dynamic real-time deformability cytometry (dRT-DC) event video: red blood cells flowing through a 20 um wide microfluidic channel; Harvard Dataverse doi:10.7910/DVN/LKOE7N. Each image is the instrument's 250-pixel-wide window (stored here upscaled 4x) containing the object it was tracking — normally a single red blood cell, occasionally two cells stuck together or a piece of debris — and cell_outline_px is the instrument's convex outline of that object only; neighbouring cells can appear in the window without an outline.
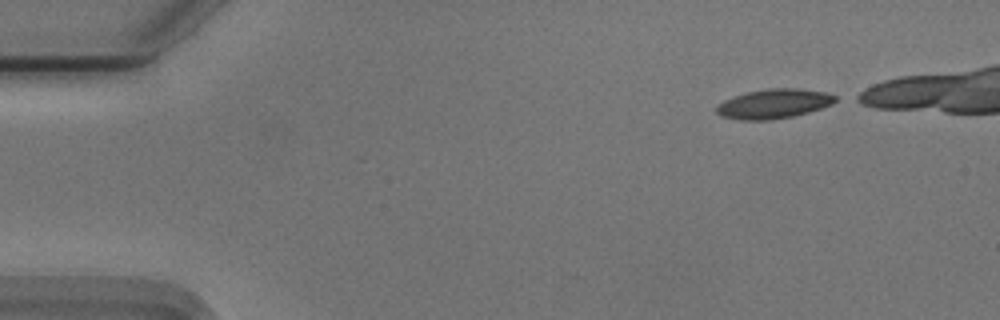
{"species": "Egyptian fruit bat (a non-hibernating species)", "species_latin": "Rousettus aegyptiacus", "temperature_condition": "cold", "stored_images_in_passage": 15, "camera_frame_rate_fps": 3000, "um_per_image_px": 0.085, "animal": {"sex": "male"}, "frame": {"image": 1, "passage_image": 1, "time_ms": 0.0, "image_size_px": [1000, 320], "cell_outline_px": [[840, 100], [832, 104], [808, 112], [792, 116], [768, 120], [740, 120], [720, 116], [716, 112], [716, 104], [724, 100], [748, 92], [768, 88], [796, 88], [828, 92], [836, 96]], "centroid_in_image_um": [65.79, 8.82], "position_along_channel_um": 19.2, "area_um2": 20.46}}
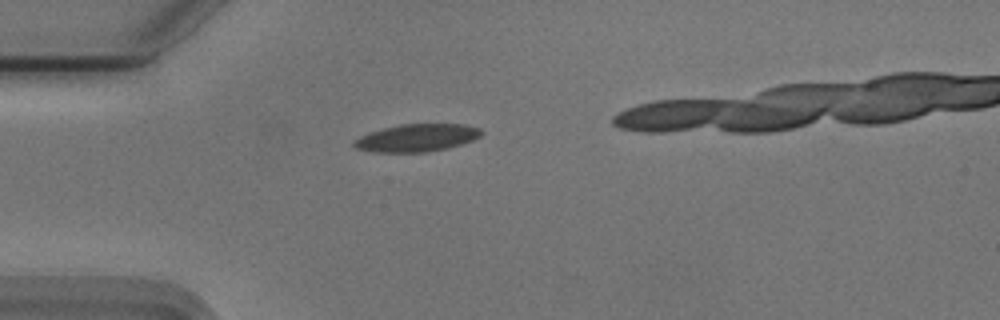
{"frame": {"image": 2, "passage_image": 10, "time_ms": 3.0, "image_size_px": [1000, 320], "cell_outline_px": [[484, 132], [480, 136], [472, 140], [460, 144], [444, 148], [424, 152], [376, 152], [356, 148], [352, 144], [352, 140], [368, 132], [400, 124], [464, 124], [480, 128]], "centroid_in_image_um": [35.4, 11.7], "position_along_channel_um": 49.6, "area_um2": 20.35}}
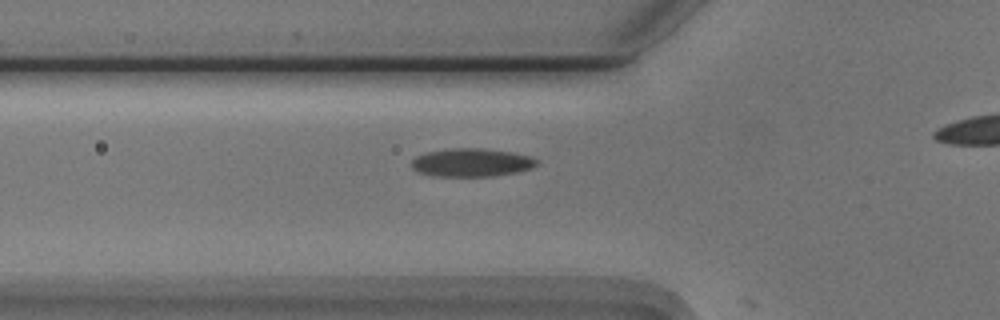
{"frame": {"image": 3, "passage_image": 14, "time_ms": 4.333, "image_size_px": [1000, 320], "cell_outline_px": [[540, 164], [532, 168], [516, 172], [492, 176], [432, 176], [420, 172], [412, 168], [412, 160], [416, 156], [424, 152], [448, 148], [480, 148], [512, 152], [528, 156], [540, 160]], "centroid_in_image_um": [40.09, 13.81], "position_along_channel_um": 85.7, "area_um2": 20.75}}